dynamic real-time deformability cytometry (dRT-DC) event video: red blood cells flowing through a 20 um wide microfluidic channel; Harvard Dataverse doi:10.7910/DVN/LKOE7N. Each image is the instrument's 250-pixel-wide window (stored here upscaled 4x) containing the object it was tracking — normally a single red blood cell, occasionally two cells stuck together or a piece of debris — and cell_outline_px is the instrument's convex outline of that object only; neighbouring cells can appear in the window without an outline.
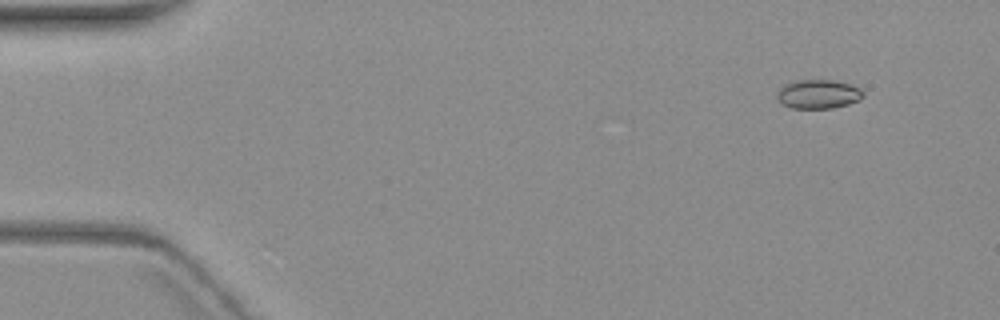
{"species": "common noctule bat (a hibernating species)", "species_latin": "Nyctalus noctula", "temperature_condition": "warm", "stored_images_in_passage": 7, "camera_frame_rate_fps": 3000, "um_per_image_px": 0.085, "animal": {"sex": "female", "body_mass_g": 19.3, "forearm_length_mm": 54.1}, "frame": {"image": 1, "passage_image": 2, "time_ms": 1.0, "image_size_px": [1000, 320], "cell_outline_px": [[864, 96], [860, 100], [848, 104], [832, 108], [792, 108], [780, 104], [776, 96], [776, 92], [784, 84], [796, 80], [832, 80], [852, 84], [860, 88], [864, 92]], "centroid_in_image_um": [69.54, 8.0], "position_along_channel_um": 15.5, "area_um2": 14.8}}
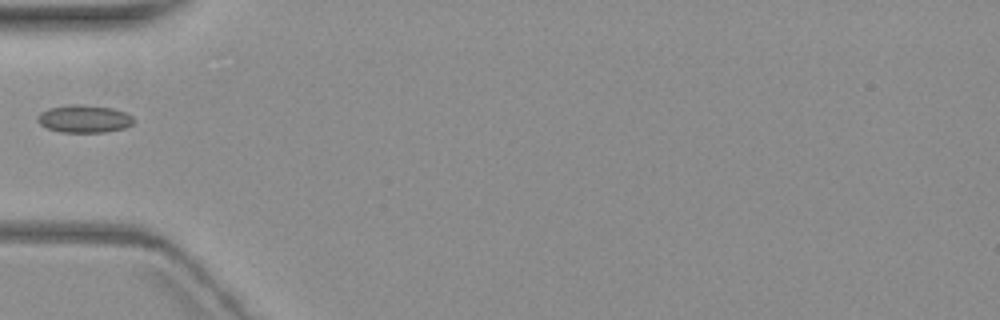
{"frame": {"image": 2, "passage_image": 6, "time_ms": 6.0, "image_size_px": [1000, 320], "cell_outline_px": [[132, 124], [124, 128], [104, 132], [60, 132], [48, 128], [40, 124], [36, 120], [40, 112], [48, 108], [72, 104], [84, 104], [112, 108], [124, 112], [132, 116]], "centroid_in_image_um": [7.12, 10.09], "position_along_channel_um": 77.9, "area_um2": 15.43}}
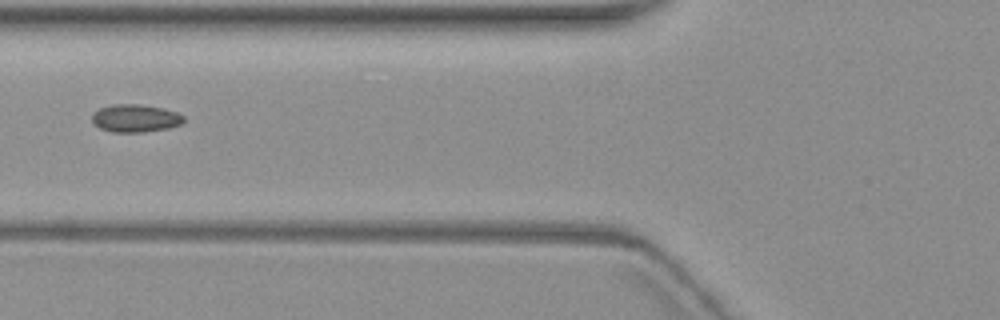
{"frame": {"image": 3, "passage_image": 7, "time_ms": 7.0, "image_size_px": [1000, 320], "cell_outline_px": [[184, 120], [180, 124], [168, 128], [144, 132], [112, 132], [100, 128], [92, 120], [92, 112], [100, 108], [112, 104], [140, 104], [164, 108], [176, 112], [184, 116]], "centroid_in_image_um": [11.5, 10.04], "position_along_channel_um": 114.3, "area_um2": 14.85}}